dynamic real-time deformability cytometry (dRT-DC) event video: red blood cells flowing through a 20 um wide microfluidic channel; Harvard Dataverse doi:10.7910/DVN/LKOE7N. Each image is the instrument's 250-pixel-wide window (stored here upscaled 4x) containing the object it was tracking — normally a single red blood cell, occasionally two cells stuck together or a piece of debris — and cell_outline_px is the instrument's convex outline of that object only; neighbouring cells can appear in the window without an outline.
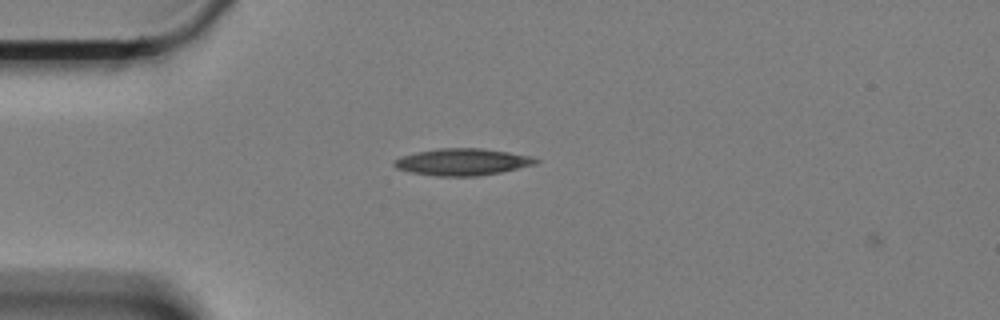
{"species": "Egyptian fruit bat (a non-hibernating species)", "species_latin": "Rousettus aegyptiacus", "temperature_condition": "cold", "stored_images_in_passage": 3, "camera_frame_rate_fps": 3000, "um_per_image_px": 0.085, "animal": {"sex": "female"}, "frame": {"image": 1, "passage_image": 2, "time_ms": 0.333, "image_size_px": [1000, 320], "cell_outline_px": [[540, 160], [536, 164], [500, 172], [476, 176], [436, 176], [412, 172], [396, 168], [392, 164], [400, 156], [416, 152], [440, 148], [480, 148], [508, 152], [532, 156]], "centroid_in_image_um": [39.3, 13.76], "position_along_channel_um": 45.7, "area_um2": 22.02}}